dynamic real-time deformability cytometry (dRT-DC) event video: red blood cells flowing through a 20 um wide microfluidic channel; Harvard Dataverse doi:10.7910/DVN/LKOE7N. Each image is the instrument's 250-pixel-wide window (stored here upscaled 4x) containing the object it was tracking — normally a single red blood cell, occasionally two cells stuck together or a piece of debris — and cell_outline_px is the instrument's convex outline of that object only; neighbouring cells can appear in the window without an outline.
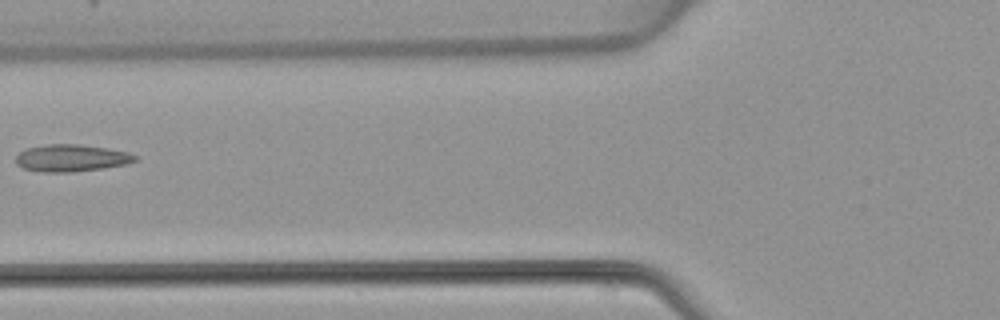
{"species": "common noctule bat (a hibernating species)", "species_latin": "Nyctalus noctula", "temperature_condition": "warm", "stored_images_in_passage": 6, "camera_frame_rate_fps": 3000, "um_per_image_px": 0.085, "animal": {"sex": "female", "body_mass_g": 22.7, "forearm_length_mm": 54.2}, "frame": {"image": 1, "passage_image": 6, "time_ms": 6.0, "image_size_px": [1000, 320], "cell_outline_px": [[140, 160], [128, 164], [104, 168], [72, 172], [40, 172], [20, 168], [16, 164], [16, 156], [20, 152], [28, 148], [44, 144], [80, 144], [108, 148], [128, 152], [136, 156]], "centroid_in_image_um": [6.08, 13.44], "position_along_channel_um": 119.7, "area_um2": 19.13}}